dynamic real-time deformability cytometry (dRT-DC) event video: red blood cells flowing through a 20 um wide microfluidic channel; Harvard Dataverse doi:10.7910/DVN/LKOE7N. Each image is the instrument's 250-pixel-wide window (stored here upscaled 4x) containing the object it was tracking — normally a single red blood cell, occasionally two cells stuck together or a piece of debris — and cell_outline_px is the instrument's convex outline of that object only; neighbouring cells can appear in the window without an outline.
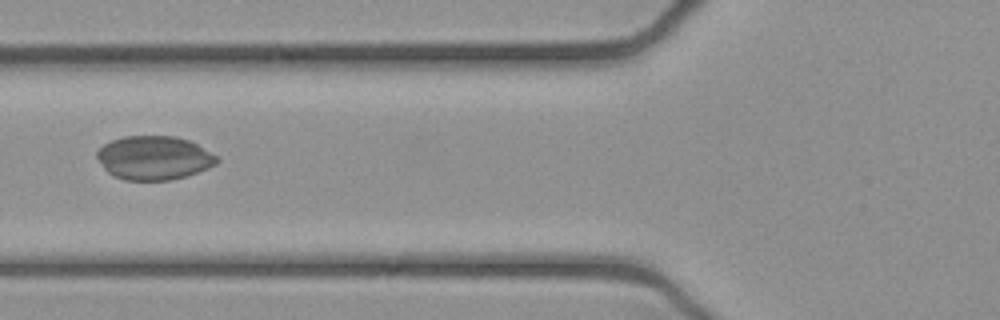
{"species": "common noctule bat (a hibernating species)", "species_latin": "Nyctalus noctula", "temperature_condition": "cold", "stored_images_in_passage": 52, "camera_frame_rate_fps": 3000, "um_per_image_px": 0.085, "animal": {"sex": "female", "body_mass_g": 21.9}, "frame": {"image": 1, "passage_image": 20, "time_ms": 6.333, "image_size_px": [1000, 320], "cell_outline_px": [[220, 160], [216, 164], [208, 168], [188, 176], [172, 180], [124, 180], [112, 176], [104, 168], [96, 156], [96, 152], [104, 144], [112, 140], [124, 136], [176, 136], [188, 140], [196, 144], [216, 156]], "centroid_in_image_um": [13.08, 13.43], "position_along_channel_um": 112.7, "area_um2": 30.63}}
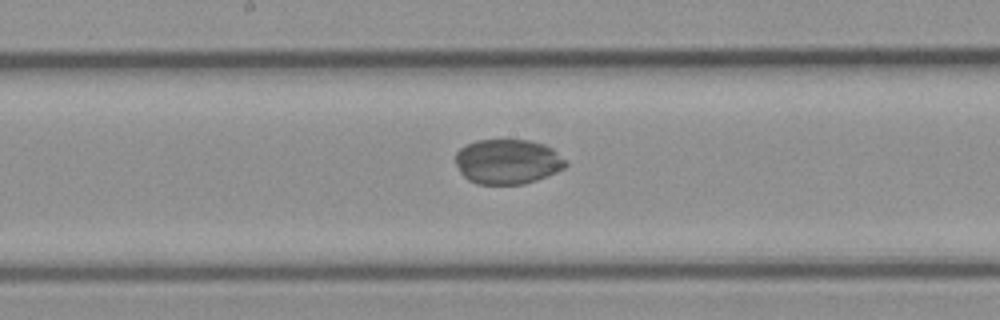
{"frame": {"image": 2, "passage_image": 27, "time_ms": 8.667, "image_size_px": [1000, 320], "cell_outline_px": [[568, 164], [564, 168], [548, 176], [524, 184], [476, 184], [468, 180], [460, 172], [456, 164], [456, 152], [460, 148], [476, 140], [528, 140], [544, 144], [552, 148], [568, 160]], "centroid_in_image_um": [43.17, 13.74], "position_along_channel_um": 205.0, "area_um2": 29.02}}
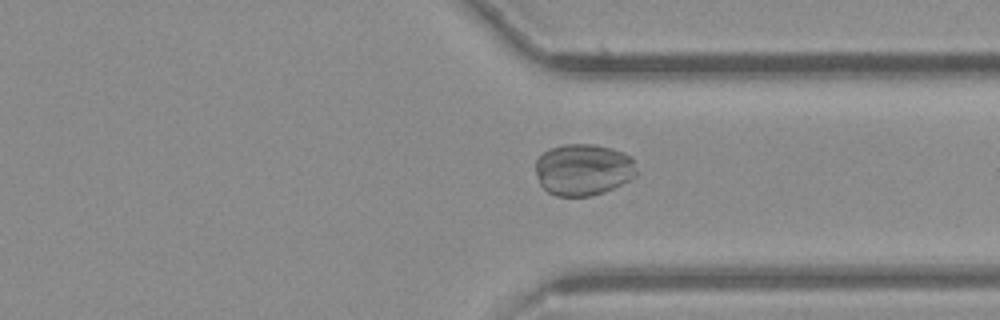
{"frame": {"image": 3, "passage_image": 39, "time_ms": 12.667, "image_size_px": [1000, 320], "cell_outline_px": [[640, 172], [636, 176], [604, 192], [588, 196], [556, 196], [548, 192], [540, 184], [536, 176], [536, 160], [544, 152], [552, 148], [564, 144], [592, 144], [612, 148], [624, 152], [632, 156]], "centroid_in_image_um": [49.61, 14.41], "position_along_channel_um": 361.8, "area_um2": 30.63}}